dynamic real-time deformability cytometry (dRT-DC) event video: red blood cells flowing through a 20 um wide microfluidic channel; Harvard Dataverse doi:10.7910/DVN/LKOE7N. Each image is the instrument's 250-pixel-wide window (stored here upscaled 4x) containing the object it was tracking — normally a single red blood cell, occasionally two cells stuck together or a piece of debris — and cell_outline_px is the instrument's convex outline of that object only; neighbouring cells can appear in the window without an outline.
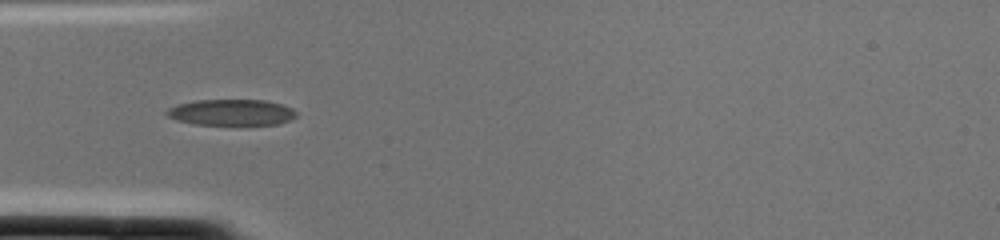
{"species": "common noctule bat (a hibernating species)", "species_latin": "Nyctalus noctula", "temperature_condition": "cold", "stored_images_in_passage": 1, "camera_frame_rate_fps": 3000, "um_per_image_px": 0.085, "animal": {"sex": "female", "body_mass_g": 22.0, "forearm_length_mm": 56.7}, "frame": {"image": 1, "passage_image": 1, "time_ms": 0.0, "image_size_px": [1000, 240], "cell_outline_px": [[296, 116], [292, 120], [280, 124], [196, 124], [176, 120], [168, 116], [164, 112], [168, 108], [176, 104], [196, 100], [264, 100], [280, 104], [292, 108], [296, 112]], "centroid_in_image_um": [19.66, 9.54], "position_along_channel_um": 65.3, "area_um2": 19.65}}